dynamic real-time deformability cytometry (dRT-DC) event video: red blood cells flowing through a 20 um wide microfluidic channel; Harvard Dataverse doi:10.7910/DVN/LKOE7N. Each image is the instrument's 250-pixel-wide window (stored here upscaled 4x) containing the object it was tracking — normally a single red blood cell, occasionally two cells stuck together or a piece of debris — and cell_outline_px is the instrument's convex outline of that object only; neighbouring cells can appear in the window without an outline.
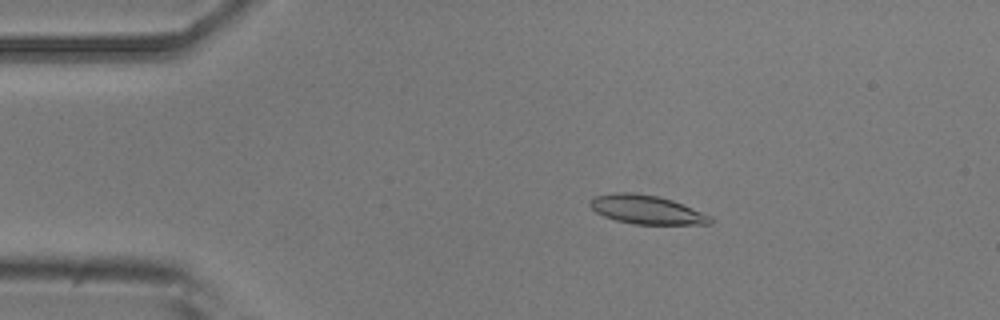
{"species": "common noctule bat (a hibernating species)", "species_latin": "Nyctalus noctula", "temperature_condition": "room temperature", "stored_images_in_passage": 7, "camera_frame_rate_fps": 3000, "um_per_image_px": 0.085, "animal": {"sex": "male", "body_mass_g": 20.5, "forearm_length_mm": 52.5}, "frame": {"image": 1, "passage_image": 3, "time_ms": 2.333, "image_size_px": [1000, 320], "cell_outline_px": [[712, 224], [632, 224], [616, 220], [604, 216], [596, 212], [588, 204], [592, 196], [616, 192], [632, 192], [656, 196], [672, 200], [712, 216]], "centroid_in_image_um": [54.92, 17.82], "position_along_channel_um": 30.1, "area_um2": 20.17}}
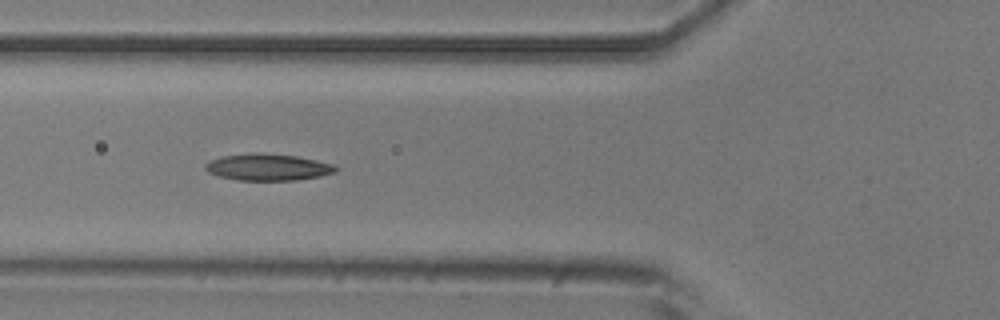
{"frame": {"image": 2, "passage_image": 6, "time_ms": 5.667, "image_size_px": [1000, 320], "cell_outline_px": [[340, 168], [336, 172], [320, 176], [296, 180], [236, 180], [220, 176], [208, 172], [204, 168], [204, 164], [220, 156], [256, 152], [260, 152], [296, 156], [336, 164]], "centroid_in_image_um": [22.8, 14.2], "position_along_channel_um": 103.0, "area_um2": 20.46}}
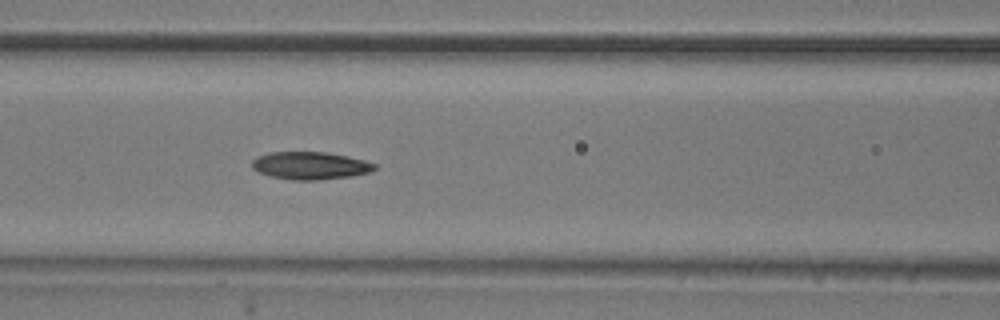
{"frame": {"image": 3, "passage_image": 7, "time_ms": 6.667, "image_size_px": [1000, 320], "cell_outline_px": [[376, 168], [372, 172], [352, 176], [316, 180], [292, 180], [272, 176], [256, 172], [252, 168], [252, 160], [256, 156], [268, 152], [324, 152], [348, 156], [364, 160], [376, 164]], "centroid_in_image_um": [26.35, 14.07], "position_along_channel_um": 140.2, "area_um2": 19.88}}